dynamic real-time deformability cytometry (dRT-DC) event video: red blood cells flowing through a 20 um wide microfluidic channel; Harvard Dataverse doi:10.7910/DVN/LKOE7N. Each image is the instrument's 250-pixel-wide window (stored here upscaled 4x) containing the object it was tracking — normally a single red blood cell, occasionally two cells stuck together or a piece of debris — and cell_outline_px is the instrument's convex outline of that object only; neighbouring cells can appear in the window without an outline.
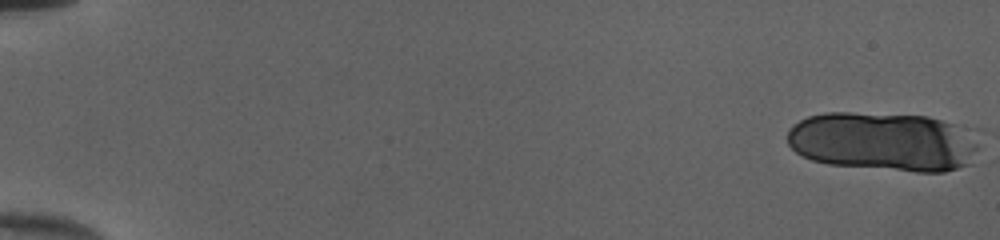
{"species": "human", "species_latin": "Homo sapiens", "temperature_condition": "cold", "stored_images_in_passage": 19, "camera_frame_rate_fps": 3000, "um_per_image_px": 0.085, "donor": {"sex": "female"}, "frame": {"image": 1, "passage_image": 1, "time_ms": 0.0, "image_size_px": [1000, 240], "cell_outline_px": [[976, 148], [972, 164], [944, 172], [916, 172], [828, 164], [812, 160], [796, 152], [788, 144], [788, 128], [800, 120], [808, 116], [824, 112], [848, 112], [928, 116], [956, 124], [976, 144]], "centroid_in_image_um": [75.02, 12.04], "position_along_channel_um": 10.0, "area_um2": 65.72}}